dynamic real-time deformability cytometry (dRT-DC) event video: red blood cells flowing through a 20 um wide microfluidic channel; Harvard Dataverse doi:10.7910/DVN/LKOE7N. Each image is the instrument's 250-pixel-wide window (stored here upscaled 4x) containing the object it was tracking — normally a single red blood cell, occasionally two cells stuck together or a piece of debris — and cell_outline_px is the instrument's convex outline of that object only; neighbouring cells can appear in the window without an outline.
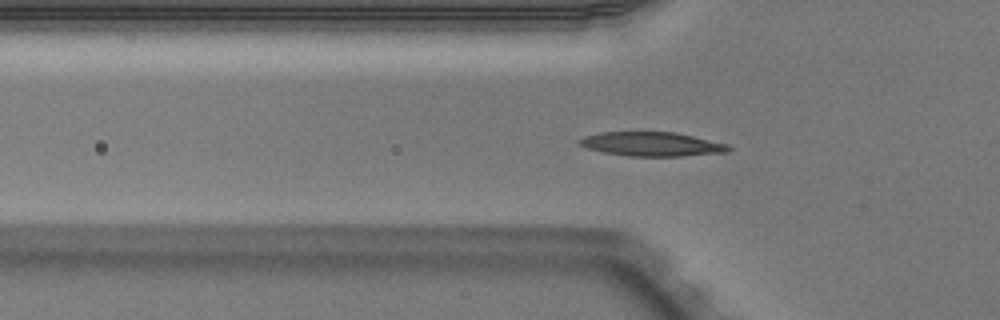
{"species": "Egyptian fruit bat (a non-hibernating species)", "species_latin": "Rousettus aegyptiacus", "temperature_condition": "warm", "stored_images_in_passage": 49, "camera_frame_rate_fps": 3000, "um_per_image_px": 0.085, "animal": {"sex": "male"}, "frame": {"image": 1, "passage_image": 14, "time_ms": 4.333, "image_size_px": [1000, 320], "cell_outline_px": [[732, 148], [728, 152], [680, 156], [628, 156], [604, 152], [588, 148], [580, 144], [576, 140], [584, 136], [600, 132], [676, 132], [728, 144]], "centroid_in_image_um": [55.41, 12.24], "position_along_channel_um": 70.4, "area_um2": 20.92}}
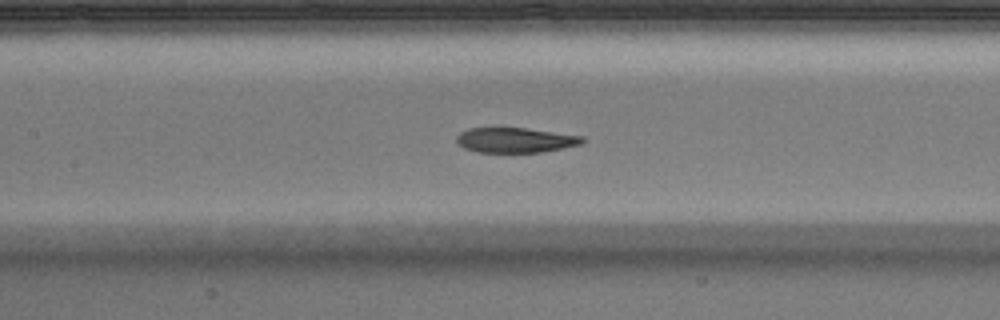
{"frame": {"image": 2, "passage_image": 21, "time_ms": 6.667, "image_size_px": [1000, 320], "cell_outline_px": [[588, 140], [584, 144], [564, 148], [540, 152], [476, 152], [464, 148], [456, 140], [456, 136], [460, 132], [468, 128], [524, 128], [584, 136]], "centroid_in_image_um": [43.86, 11.91], "position_along_channel_um": 163.5, "area_um2": 18.44}}
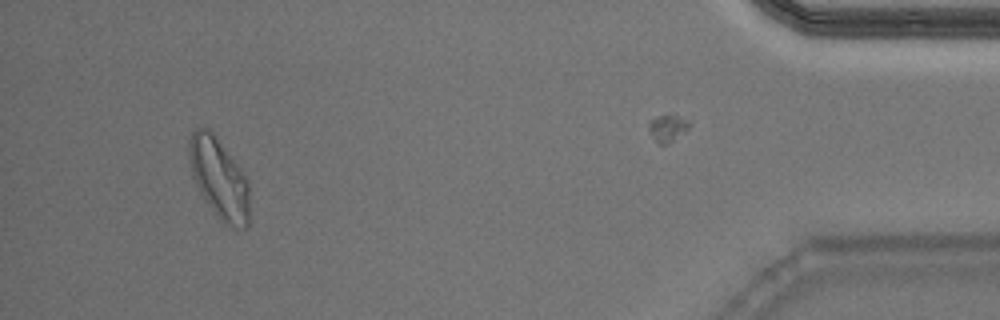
{"frame": {"image": 3, "passage_image": 45, "time_ms": 14.667, "image_size_px": [1000, 320], "cell_outline_px": [[248, 224], [244, 228], [224, 224], [220, 220], [204, 200], [192, 176], [188, 160], [188, 140], [192, 132], [196, 128], [208, 128], [216, 136], [240, 168], [248, 180]], "centroid_in_image_um": [18.58, 15.14], "position_along_channel_um": 416.6, "area_um2": 28.21}, "authors_computed_cell_mechanics": {"area_um2": 19.5942, "velocity_mm_per_s": 3.9625, "shape_relaxation_time_tau1_ms": 6.7928, "shape_relaxation_time_tau2_ms": 3.2436, "deformation_change_tau1": 0.2221, "deformation_change_tau2": 0.0835}}